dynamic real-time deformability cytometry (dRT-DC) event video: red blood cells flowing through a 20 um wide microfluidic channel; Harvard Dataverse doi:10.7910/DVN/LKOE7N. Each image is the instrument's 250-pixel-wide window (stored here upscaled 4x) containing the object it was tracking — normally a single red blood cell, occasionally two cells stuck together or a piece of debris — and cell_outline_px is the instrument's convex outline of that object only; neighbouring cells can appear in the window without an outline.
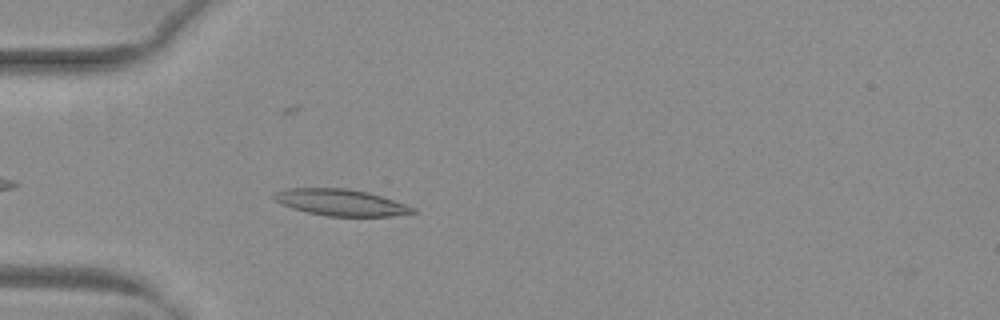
{"species": "common noctule bat (a hibernating species)", "species_latin": "Nyctalus noctula", "temperature_condition": "warm", "stored_images_in_passage": 41, "camera_frame_rate_fps": 3000, "um_per_image_px": 0.085, "animal": {"sex": "female", "body_mass_g": 29.2, "forearm_length_mm": 56.3}, "frame": {"image": 1, "passage_image": 4, "time_ms": 1.0, "image_size_px": [1000, 320], "cell_outline_px": [[420, 212], [392, 216], [328, 216], [308, 212], [292, 208], [280, 204], [272, 196], [272, 192], [288, 188], [348, 188], [368, 192], [416, 208]], "centroid_in_image_um": [28.95, 17.2], "position_along_channel_um": 56.0, "area_um2": 21.44}}
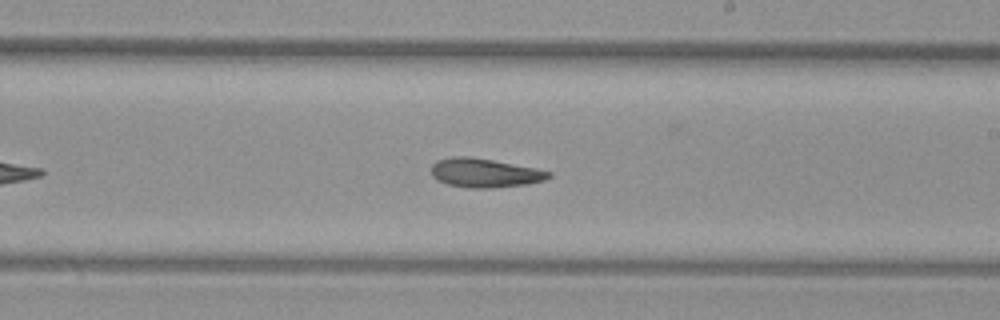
{"frame": {"image": 2, "passage_image": 19, "time_ms": 6.0, "image_size_px": [1000, 320], "cell_outline_px": [[552, 176], [544, 180], [528, 184], [492, 188], [468, 188], [448, 184], [436, 180], [432, 176], [432, 164], [436, 160], [452, 156], [468, 156], [492, 160], [536, 168], [552, 172]], "centroid_in_image_um": [41.19, 14.7], "position_along_channel_um": 247.8, "area_um2": 19.94}}
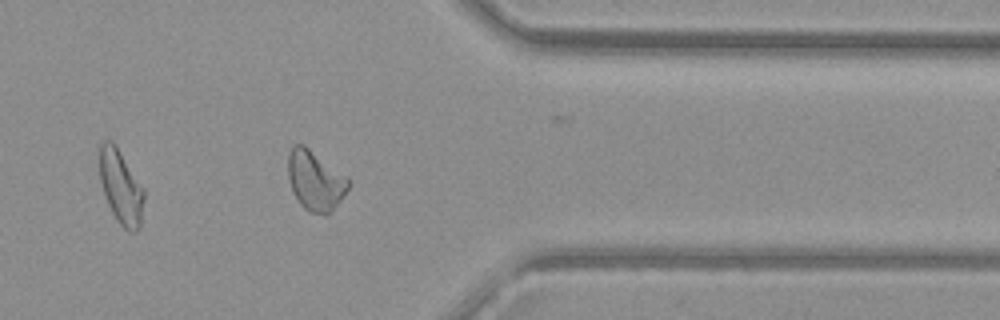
{"frame": {"image": 3, "passage_image": 30, "time_ms": 9.667, "image_size_px": [1000, 320], "cell_outline_px": [[352, 184], [344, 196], [332, 212], [312, 212], [304, 208], [300, 204], [292, 192], [288, 180], [288, 152], [292, 144], [304, 144], [348, 176], [352, 180]], "centroid_in_image_um": [26.82, 15.3], "position_along_channel_um": 384.6, "area_um2": 21.44}, "authors_computed_cell_mechanics": {"area_um2": 20.4034, "velocity_mm_per_s": 4.0117, "shape_relaxation_time_tau1_ms": null, "shape_relaxation_time_tau2_ms": 6.5558, "deformation_change_tau1": null, "deformation_change_tau2": 0.1489}}